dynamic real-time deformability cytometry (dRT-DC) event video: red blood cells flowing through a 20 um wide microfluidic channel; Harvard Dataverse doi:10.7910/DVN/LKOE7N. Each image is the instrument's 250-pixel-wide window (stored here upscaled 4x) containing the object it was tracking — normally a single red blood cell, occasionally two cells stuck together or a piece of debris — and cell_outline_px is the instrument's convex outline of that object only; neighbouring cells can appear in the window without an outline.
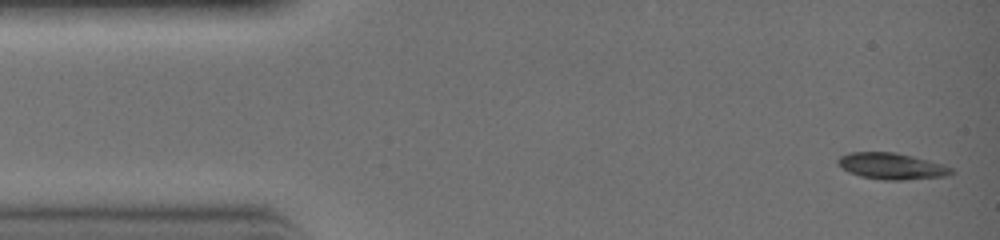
{"species": "common noctule bat (a hibernating species)", "species_latin": "Nyctalus noctula", "temperature_condition": "warm", "stored_images_in_passage": 7, "camera_frame_rate_fps": 3000, "um_per_image_px": 0.085, "animal": {"sex": "female", "body_mass_g": 19.0, "forearm_length_mm": 51.5}, "frame": {"image": 1, "passage_image": 1, "time_ms": 0.0, "image_size_px": [1000, 240], "cell_outline_px": [[956, 172], [948, 176], [900, 180], [884, 180], [860, 176], [848, 172], [836, 164], [836, 160], [840, 156], [848, 152], [896, 152], [944, 164], [952, 168]], "centroid_in_image_um": [75.78, 14.12], "position_along_channel_um": 9.2, "area_um2": 17.63}}
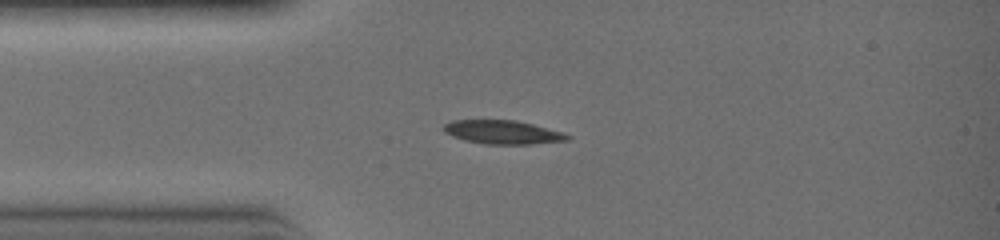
{"frame": {"image": 2, "passage_image": 6, "time_ms": 1.667, "image_size_px": [1000, 240], "cell_outline_px": [[572, 136], [568, 140], [532, 144], [484, 144], [464, 140], [452, 136], [444, 132], [440, 128], [444, 124], [452, 120], [516, 120], [564, 132]], "centroid_in_image_um": [42.71, 11.23], "position_along_channel_um": 42.3, "area_um2": 17.22}}